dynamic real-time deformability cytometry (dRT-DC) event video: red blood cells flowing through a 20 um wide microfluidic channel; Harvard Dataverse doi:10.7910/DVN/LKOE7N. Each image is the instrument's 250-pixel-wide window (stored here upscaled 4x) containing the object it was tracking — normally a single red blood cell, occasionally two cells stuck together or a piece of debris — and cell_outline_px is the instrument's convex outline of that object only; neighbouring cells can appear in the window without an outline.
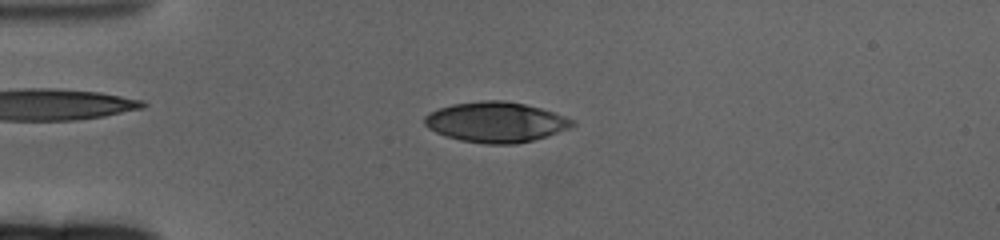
{"species": "human", "species_latin": "Homo sapiens", "temperature_condition": "cold", "stored_images_in_passage": 61, "camera_frame_rate_fps": 3000, "um_per_image_px": 0.085, "donor": {"sex": "female"}, "frame": {"image": 1, "passage_image": 15, "time_ms": 4.667, "image_size_px": [1000, 240], "cell_outline_px": [[576, 124], [568, 128], [532, 140], [516, 144], [488, 144], [460, 140], [444, 136], [428, 128], [424, 124], [424, 116], [428, 112], [452, 104], [484, 100], [504, 100], [524, 104], [540, 108], [576, 120]], "centroid_in_image_um": [42.1, 10.37], "position_along_channel_um": 42.9, "area_um2": 34.56}}
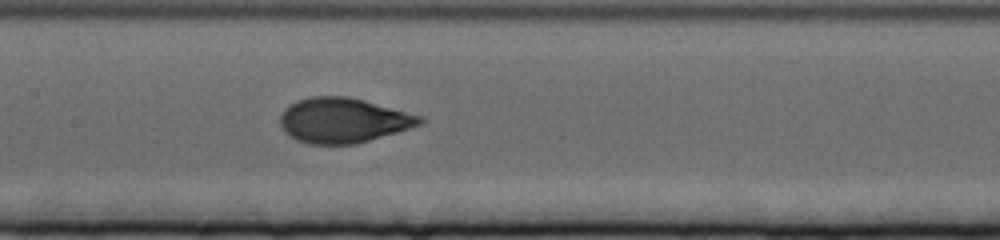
{"frame": {"image": 2, "passage_image": 30, "time_ms": 9.667, "image_size_px": [1000, 240], "cell_outline_px": [[424, 124], [356, 144], [308, 144], [296, 140], [288, 136], [284, 132], [280, 124], [280, 116], [284, 108], [296, 100], [312, 96], [348, 96], [424, 116]], "centroid_in_image_um": [29.16, 10.23], "position_along_channel_um": 178.2, "area_um2": 36.88}}
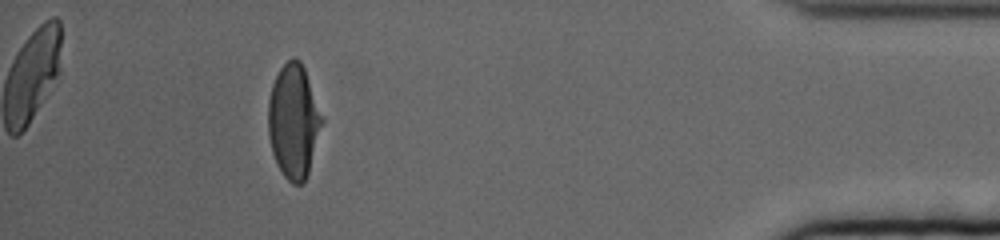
{"frame": {"image": 3, "passage_image": 56, "time_ms": 18.333, "image_size_px": [1000, 240], "cell_outline_px": [[324, 120], [308, 172], [304, 184], [292, 184], [284, 176], [276, 164], [272, 152], [268, 136], [268, 100], [272, 84], [280, 68], [292, 56], [296, 56], [300, 60], [304, 68]], "centroid_in_image_um": [24.94, 10.31], "position_along_channel_um": 410.3, "area_um2": 35.78}, "authors_computed_cell_mechanics": {"area_um2": 36.2984, "velocity_mm_per_s": 3.2597, "shape_relaxation_time_tau1_ms": 4.1994, "shape_relaxation_time_tau2_ms": null, "deformation_change_tau1": 0.1949, "deformation_change_tau2": null}}